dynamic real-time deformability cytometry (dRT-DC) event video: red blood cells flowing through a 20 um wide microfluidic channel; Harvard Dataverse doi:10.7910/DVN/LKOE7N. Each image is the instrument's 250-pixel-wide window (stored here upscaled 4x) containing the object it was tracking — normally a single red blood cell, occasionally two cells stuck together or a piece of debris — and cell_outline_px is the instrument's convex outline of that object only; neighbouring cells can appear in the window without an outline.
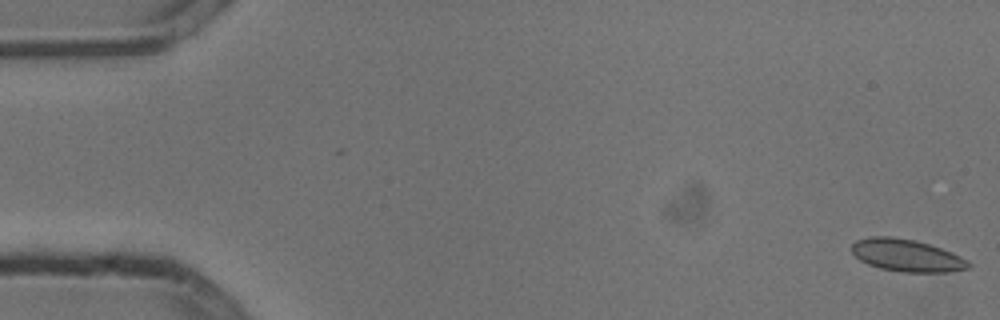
{"species": "common noctule bat (a hibernating species)", "species_latin": "Nyctalus noctula", "temperature_condition": "cold", "stored_images_in_passage": 55, "camera_frame_rate_fps": 3000, "um_per_image_px": 0.085, "animal": {"sex": "male", "body_mass_g": 13.3}, "frame": {"image": 1, "passage_image": 1, "time_ms": 0.0, "image_size_px": [1000, 320], "cell_outline_px": [[972, 268], [948, 272], [900, 272], [880, 268], [868, 264], [860, 260], [852, 252], [852, 244], [856, 240], [868, 236], [892, 236], [916, 240], [952, 252], [968, 260], [972, 264]], "centroid_in_image_um": [77.09, 21.71], "position_along_channel_um": 7.9, "area_um2": 22.2}}
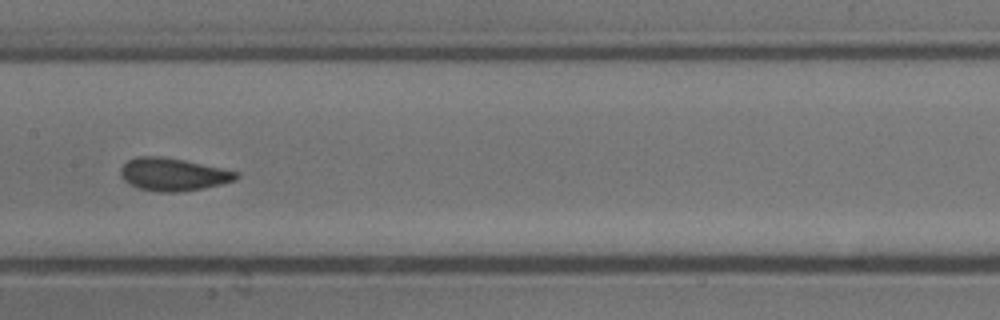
{"frame": {"image": 2, "passage_image": 27, "time_ms": 8.667, "image_size_px": [1000, 320], "cell_outline_px": [[240, 176], [236, 180], [220, 184], [200, 188], [176, 192], [160, 192], [136, 188], [128, 184], [120, 176], [120, 168], [128, 160], [136, 156], [160, 156], [184, 160], [240, 172]], "centroid_in_image_um": [14.68, 14.82], "position_along_channel_um": 192.7, "area_um2": 22.08}}
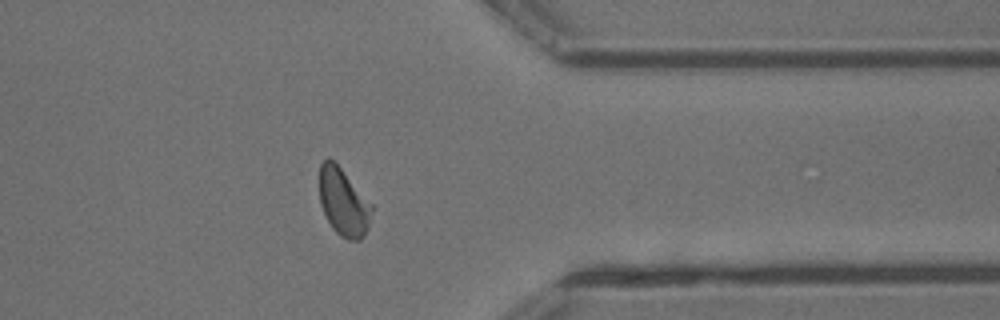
{"frame": {"image": 3, "passage_image": 43, "time_ms": 14.0, "image_size_px": [1000, 320], "cell_outline_px": [[372, 212], [368, 228], [364, 236], [360, 240], [348, 240], [340, 236], [332, 228], [320, 204], [320, 164], [328, 156], [340, 168], [372, 204]], "centroid_in_image_um": [29.19, 17.21], "position_along_channel_um": 382.2, "area_um2": 20.35}, "authors_computed_cell_mechanics": {"area_um2": 21.3282, "velocity_mm_per_s": 3.786, "shape_relaxation_time_tau1_ms": 10.546, "shape_relaxation_time_tau2_ms": null, "deformation_change_tau1": 0.1389, "deformation_change_tau2": null}}